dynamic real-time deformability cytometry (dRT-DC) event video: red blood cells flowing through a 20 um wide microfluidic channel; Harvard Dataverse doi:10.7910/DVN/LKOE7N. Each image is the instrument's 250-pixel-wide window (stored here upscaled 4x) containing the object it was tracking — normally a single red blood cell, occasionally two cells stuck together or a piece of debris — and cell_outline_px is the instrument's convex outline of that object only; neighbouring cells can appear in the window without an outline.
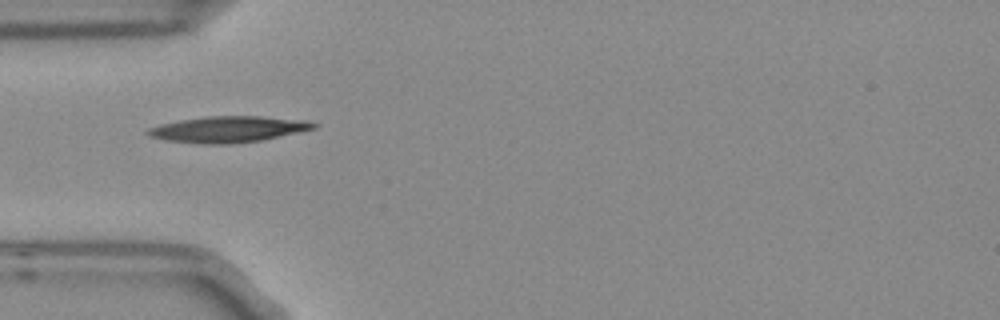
{"species": "Egyptian fruit bat (a non-hibernating species)", "species_latin": "Rousettus aegyptiacus", "temperature_condition": "room temperature", "stored_images_in_passage": 4, "camera_frame_rate_fps": 3000, "um_per_image_px": 0.085, "frame": {"image": 1, "passage_image": 1, "time_ms": 0.0, "image_size_px": [1000, 320], "cell_outline_px": [[320, 124], [316, 128], [300, 132], [260, 140], [232, 144], [200, 144], [164, 140], [148, 136], [144, 132], [148, 128], [160, 124], [180, 120], [208, 116], [260, 116], [308, 120]], "centroid_in_image_um": [19.4, 10.99], "position_along_channel_um": 65.6, "area_um2": 25.49}}
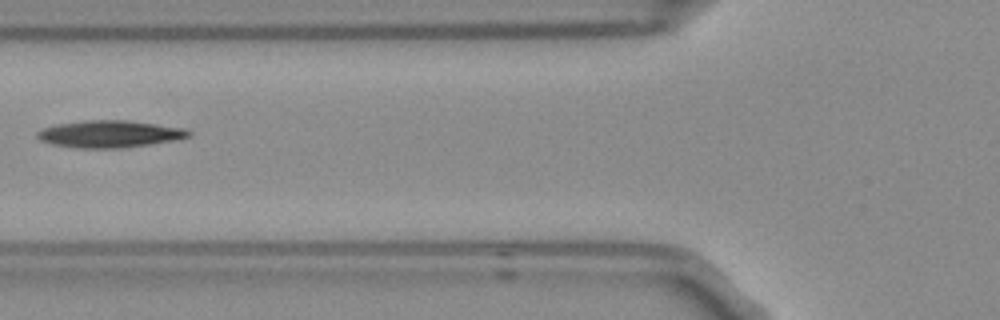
{"frame": {"image": 2, "passage_image": 2, "time_ms": 0.333, "image_size_px": [1000, 320], "cell_outline_px": [[192, 132], [188, 136], [172, 140], [148, 144], [120, 148], [76, 148], [52, 144], [40, 140], [36, 136], [36, 132], [44, 128], [56, 124], [84, 120], [128, 120], [184, 128]], "centroid_in_image_um": [9.26, 11.38], "position_along_channel_um": 116.5, "area_um2": 23.7}}